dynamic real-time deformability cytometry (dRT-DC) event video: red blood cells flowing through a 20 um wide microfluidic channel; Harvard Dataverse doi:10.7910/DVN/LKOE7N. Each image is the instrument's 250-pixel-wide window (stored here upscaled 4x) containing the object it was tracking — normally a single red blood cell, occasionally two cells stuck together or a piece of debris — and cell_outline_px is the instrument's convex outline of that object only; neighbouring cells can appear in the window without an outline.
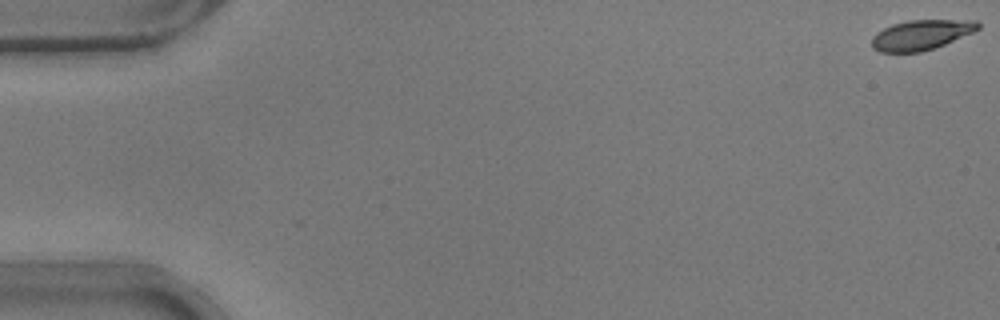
{"species": "common noctule bat (a hibernating species)", "species_latin": "Nyctalus noctula", "temperature_condition": "warm", "stored_images_in_passage": 47, "camera_frame_rate_fps": 3000, "um_per_image_px": 0.085, "animal": {"sex": "male", "body_mass_g": 17.9}, "frame": {"image": 1, "passage_image": 1, "time_ms": 0.0, "image_size_px": [1000, 320], "cell_outline_px": [[980, 28], [972, 32], [944, 44], [920, 52], [880, 52], [872, 48], [872, 36], [876, 32], [892, 24], [908, 20], [976, 20], [980, 24]], "centroid_in_image_um": [78.27, 2.95], "position_along_channel_um": 6.7, "area_um2": 18.44}}
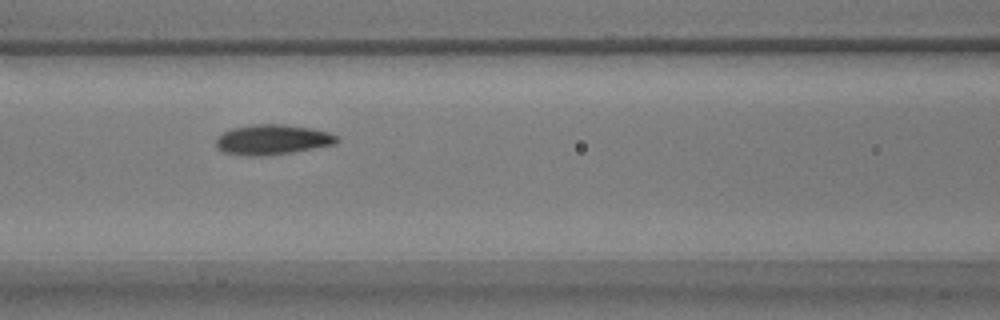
{"frame": {"image": 2, "passage_image": 24, "time_ms": 7.667, "image_size_px": [1000, 320], "cell_outline_px": [[340, 140], [336, 144], [292, 152], [264, 156], [248, 156], [224, 152], [216, 148], [216, 136], [232, 128], [252, 124], [284, 124], [312, 128], [328, 132], [336, 136]], "centroid_in_image_um": [23.14, 11.86], "position_along_channel_um": 143.5, "area_um2": 21.33}}
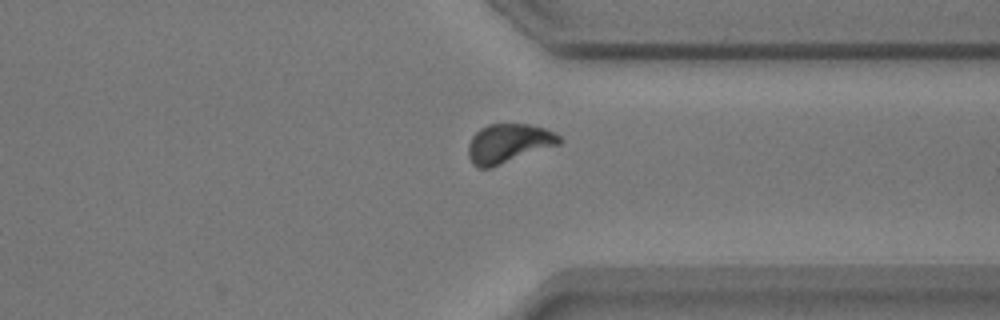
{"frame": {"image": 3, "passage_image": 42, "time_ms": 13.667, "image_size_px": [1000, 320], "cell_outline_px": [[564, 140], [560, 144], [488, 168], [476, 168], [472, 164], [468, 156], [468, 144], [472, 136], [480, 128], [488, 124], [528, 124], [544, 128], [556, 132]], "centroid_in_image_um": [43.22, 12.18], "position_along_channel_um": 368.2, "area_um2": 20.75}, "authors_computed_cell_mechanics": {"area_um2": 20.2878, "velocity_mm_per_s": 3.7578, "shape_relaxation_time_tau1_ms": 2.6192, "shape_relaxation_time_tau2_ms": 2.0396, "deformation_change_tau1": 0.1082, "deformation_change_tau2": 0.0586}}